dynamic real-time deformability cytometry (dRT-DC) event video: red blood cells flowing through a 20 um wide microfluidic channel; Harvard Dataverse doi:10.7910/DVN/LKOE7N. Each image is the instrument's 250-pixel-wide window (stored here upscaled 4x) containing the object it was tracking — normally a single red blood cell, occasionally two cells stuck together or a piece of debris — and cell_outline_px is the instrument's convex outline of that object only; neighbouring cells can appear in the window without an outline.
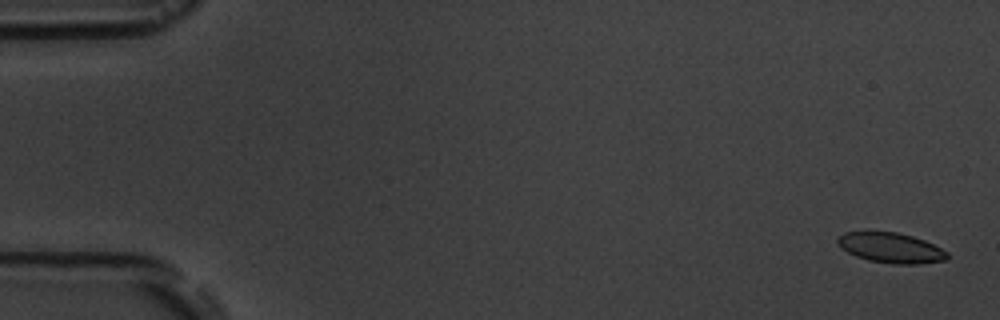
{"species": "common noctule bat (a hibernating species)", "species_latin": "Nyctalus noctula", "temperature_condition": "room temperature", "stored_images_in_passage": 6, "camera_frame_rate_fps": 3000, "um_per_image_px": 0.085, "animal": {"sex": "male", "body_mass_g": 19.5, "forearm_length_mm": 54.6}, "frame": {"image": 1, "passage_image": 1, "time_ms": 0.0, "image_size_px": [1000, 320], "cell_outline_px": [[948, 260], [916, 264], [892, 264], [868, 260], [856, 256], [848, 252], [836, 240], [844, 232], [864, 228], [896, 232], [912, 236], [924, 240], [948, 252]], "centroid_in_image_um": [75.69, 21.02], "position_along_channel_um": 9.3, "area_um2": 19.77}}